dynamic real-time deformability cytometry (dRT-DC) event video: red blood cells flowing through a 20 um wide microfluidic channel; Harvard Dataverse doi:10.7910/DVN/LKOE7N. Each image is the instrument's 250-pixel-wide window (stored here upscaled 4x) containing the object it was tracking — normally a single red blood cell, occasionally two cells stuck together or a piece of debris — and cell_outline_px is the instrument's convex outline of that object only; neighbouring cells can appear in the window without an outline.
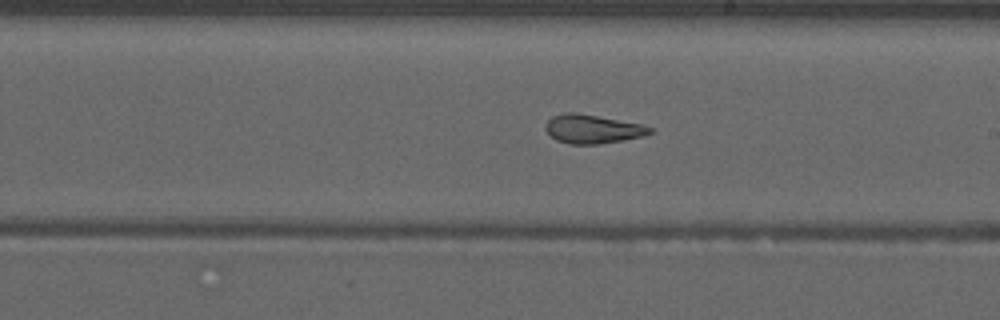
{"species": "common noctule bat (a hibernating species)", "species_latin": "Nyctalus noctula", "temperature_condition": "warm", "stored_images_in_passage": 42, "camera_frame_rate_fps": 3000, "um_per_image_px": 0.085, "animal": {"sex": "male", "forearm_length_mm": 52.5}, "frame": {"image": 1, "passage_image": 30, "time_ms": 9.667, "image_size_px": [1000, 320], "cell_outline_px": [[652, 132], [644, 136], [596, 144], [568, 144], [556, 140], [544, 128], [544, 124], [552, 116], [572, 112], [576, 112], [640, 124], [652, 128]], "centroid_in_image_um": [50.32, 10.97], "position_along_channel_um": 238.7, "area_um2": 17.22}}